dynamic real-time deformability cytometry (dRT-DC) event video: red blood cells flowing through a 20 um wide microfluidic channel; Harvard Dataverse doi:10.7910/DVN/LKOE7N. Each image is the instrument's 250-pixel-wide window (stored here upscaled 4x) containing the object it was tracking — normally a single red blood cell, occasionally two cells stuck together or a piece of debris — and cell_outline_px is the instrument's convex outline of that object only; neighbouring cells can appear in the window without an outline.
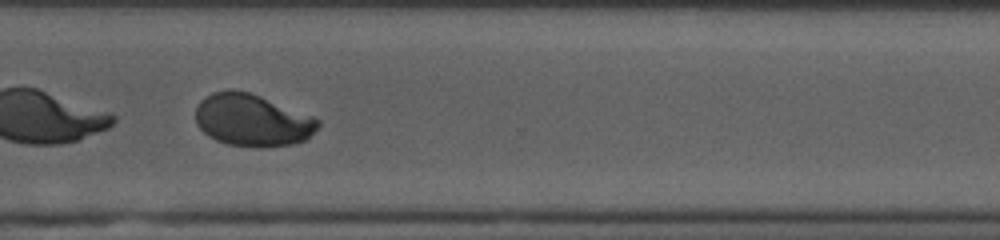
{"species": "human", "species_latin": "Homo sapiens", "temperature_condition": "cold", "stored_images_in_passage": 51, "camera_frame_rate_fps": 3000, "um_per_image_px": 0.085, "donor": {"sex": "female"}, "frame": {"image": 1, "passage_image": 40, "time_ms": 13.0, "image_size_px": [1000, 240], "cell_outline_px": [[320, 124], [308, 140], [292, 144], [260, 148], [256, 148], [228, 144], [216, 140], [208, 136], [196, 124], [196, 108], [200, 100], [212, 92], [232, 88], [248, 92], [316, 116], [320, 120]], "centroid_in_image_um": [21.47, 10.22], "position_along_channel_um": 349.1, "area_um2": 37.74}, "authors_computed_cell_mechanics": {"area_um2": 42.0206, "velocity_mm_per_s": 4.0299, "shape_relaxation_time_tau1_ms": 4.3267, "shape_relaxation_time_tau2_ms": null, "deformation_change_tau1": 0.1814, "deformation_change_tau2": null}}